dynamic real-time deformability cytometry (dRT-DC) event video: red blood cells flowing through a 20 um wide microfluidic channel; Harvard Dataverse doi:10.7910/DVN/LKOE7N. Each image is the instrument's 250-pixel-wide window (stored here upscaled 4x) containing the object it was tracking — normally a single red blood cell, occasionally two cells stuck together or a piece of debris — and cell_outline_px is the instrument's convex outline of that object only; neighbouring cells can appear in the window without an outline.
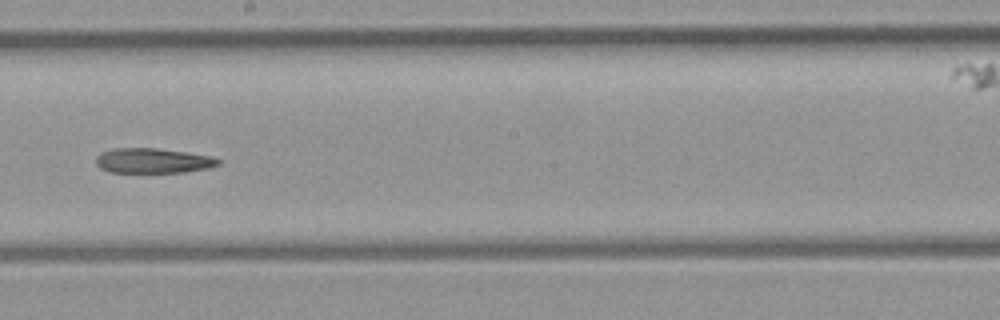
{"species": "common noctule bat (a hibernating species)", "species_latin": "Nyctalus noctula", "temperature_condition": "room temperature", "stored_images_in_passage": 38, "camera_frame_rate_fps": 3000, "um_per_image_px": 0.085, "animal": {"sex": "female", "body_mass_g": 21.9}, "frame": {"image": 1, "passage_image": 17, "time_ms": 5.333, "image_size_px": [1000, 320], "cell_outline_px": [[220, 164], [208, 168], [184, 172], [108, 172], [100, 168], [96, 164], [96, 156], [100, 152], [112, 148], [156, 148], [184, 152], [208, 156], [220, 160]], "centroid_in_image_um": [12.93, 13.66], "position_along_channel_um": 235.3, "area_um2": 17.69}}
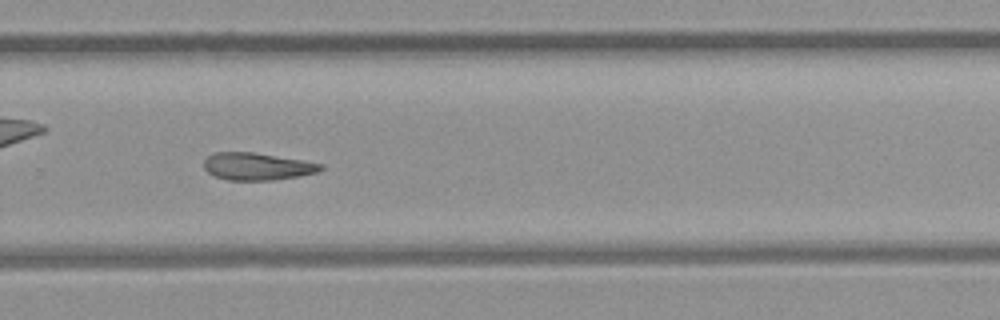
{"frame": {"image": 2, "passage_image": 22, "time_ms": 7.0, "image_size_px": [1000, 320], "cell_outline_px": [[324, 168], [320, 172], [300, 176], [272, 180], [228, 180], [216, 176], [208, 172], [204, 168], [204, 160], [208, 156], [216, 152], [252, 152], [304, 160], [324, 164]], "centroid_in_image_um": [21.91, 14.14], "position_along_channel_um": 307.9, "area_um2": 18.67}}